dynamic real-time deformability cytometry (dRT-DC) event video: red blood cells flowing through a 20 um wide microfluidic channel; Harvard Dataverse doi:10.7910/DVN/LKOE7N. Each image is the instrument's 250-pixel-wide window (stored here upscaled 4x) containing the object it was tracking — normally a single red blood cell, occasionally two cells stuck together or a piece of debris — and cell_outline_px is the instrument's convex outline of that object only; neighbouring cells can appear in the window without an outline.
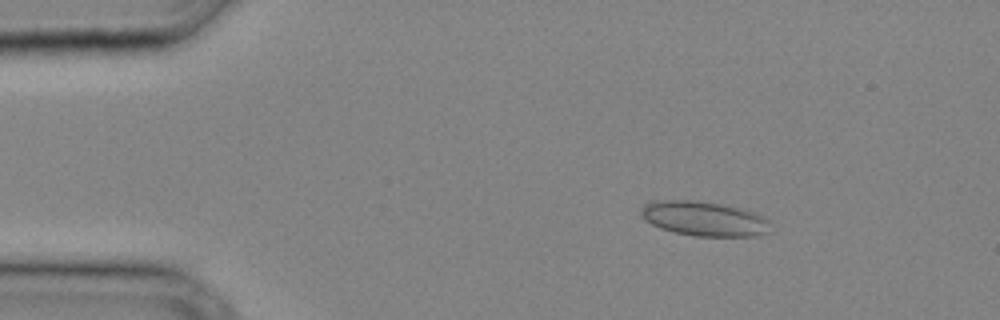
{"species": "common noctule bat (a hibernating species)", "species_latin": "Nyctalus noctula", "temperature_condition": "cold", "stored_images_in_passage": 29, "camera_frame_rate_fps": 3000, "um_per_image_px": 0.085, "animal": {"sex": "male", "body_mass_g": 20.4}, "frame": {"image": 1, "passage_image": 1, "time_ms": 0.0, "image_size_px": [1000, 320], "cell_outline_px": [[768, 232], [760, 236], [696, 236], [676, 232], [660, 228], [644, 220], [640, 216], [640, 208], [644, 204], [652, 200], [692, 200], [748, 208], [764, 216], [768, 220]], "centroid_in_image_um": [59.84, 18.57], "position_along_channel_um": 25.2, "area_um2": 26.47}}
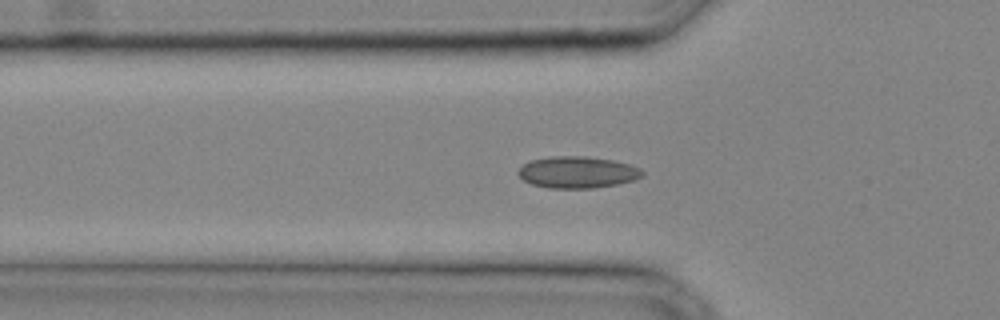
{"frame": {"image": 2, "passage_image": 7, "time_ms": 2.0, "image_size_px": [1000, 320], "cell_outline_px": [[644, 176], [636, 180], [616, 184], [592, 188], [548, 188], [532, 184], [524, 180], [516, 172], [524, 164], [532, 160], [552, 156], [584, 156], [612, 160], [628, 164], [640, 168], [644, 172]], "centroid_in_image_um": [49.1, 14.64], "position_along_channel_um": 76.7, "area_um2": 22.83}}
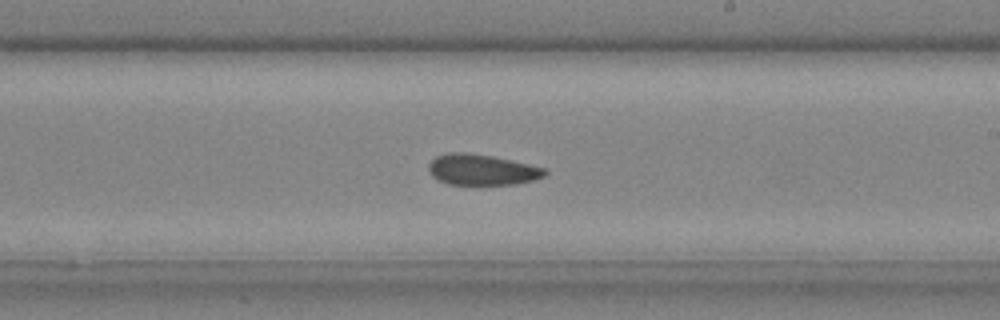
{"frame": {"image": 3, "passage_image": 16, "time_ms": 5.0, "image_size_px": [1000, 320], "cell_outline_px": [[548, 172], [544, 176], [532, 180], [516, 184], [448, 184], [432, 176], [428, 168], [428, 164], [436, 156], [448, 152], [468, 152], [492, 156], [512, 160], [544, 168]], "centroid_in_image_um": [40.94, 14.41], "position_along_channel_um": 248.1, "area_um2": 20.75}}